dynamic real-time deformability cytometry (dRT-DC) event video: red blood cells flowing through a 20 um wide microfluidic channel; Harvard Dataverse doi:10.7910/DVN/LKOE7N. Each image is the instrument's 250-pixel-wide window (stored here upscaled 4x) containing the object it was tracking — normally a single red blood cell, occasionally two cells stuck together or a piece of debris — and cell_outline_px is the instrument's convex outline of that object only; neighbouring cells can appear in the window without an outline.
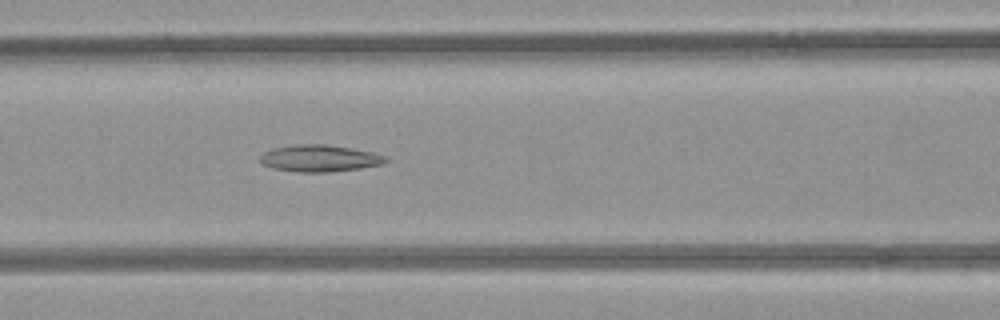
{"species": "common noctule bat (a hibernating species)", "species_latin": "Nyctalus noctula", "temperature_condition": "room temperature", "stored_images_in_passage": 40, "camera_frame_rate_fps": 3000, "um_per_image_px": 0.085, "animal": {"sex": "female", "body_mass_g": 21.9}, "frame": {"image": 1, "passage_image": 10, "time_ms": 3.0, "image_size_px": [1000, 320], "cell_outline_px": [[388, 160], [384, 164], [360, 168], [328, 172], [296, 172], [272, 168], [264, 164], [260, 160], [260, 156], [264, 152], [272, 148], [292, 144], [324, 144], [352, 148], [372, 152], [388, 156]], "centroid_in_image_um": [27.18, 13.45], "position_along_channel_um": 139.4, "area_um2": 19.77}}
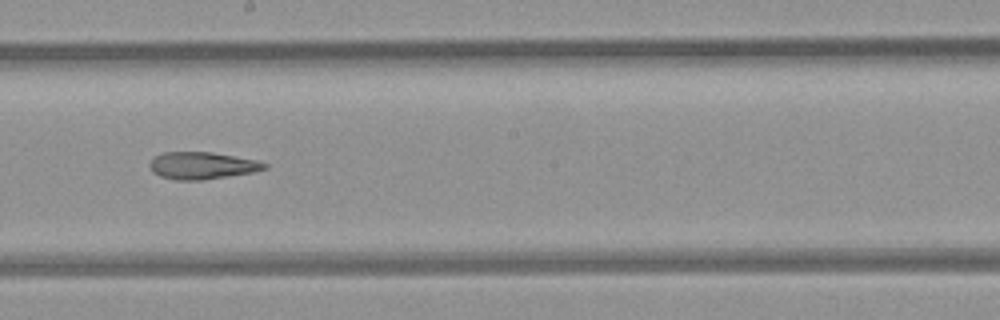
{"frame": {"image": 2, "passage_image": 17, "time_ms": 5.333, "image_size_px": [1000, 320], "cell_outline_px": [[268, 168], [256, 172], [204, 180], [176, 180], [160, 176], [152, 172], [148, 164], [156, 156], [164, 152], [212, 152], [256, 160], [268, 164]], "centroid_in_image_um": [17.2, 14.08], "position_along_channel_um": 231.0, "area_um2": 18.26}}
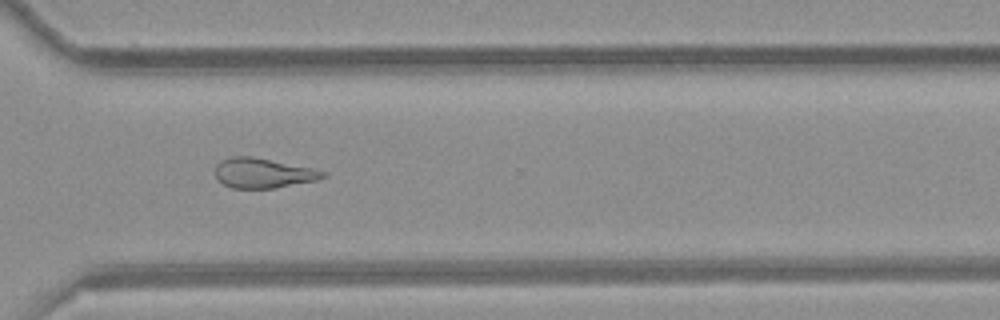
{"frame": {"image": 3, "passage_image": 26, "time_ms": 8.333, "image_size_px": [1000, 320], "cell_outline_px": [[328, 176], [316, 180], [276, 188], [232, 188], [224, 184], [216, 176], [216, 164], [220, 160], [228, 156], [252, 156], [312, 168], [328, 172]], "centroid_in_image_um": [22.37, 14.7], "position_along_channel_um": 348.2, "area_um2": 18.79}, "authors_computed_cell_mechanics": {"area_um2": 19.3052, "velocity_mm_per_s": 3.9279, "shape_relaxation_time_tau1_ms": null, "shape_relaxation_time_tau2_ms": 7.8487, "deformation_change_tau1": null, "deformation_change_tau2": 0.208}}